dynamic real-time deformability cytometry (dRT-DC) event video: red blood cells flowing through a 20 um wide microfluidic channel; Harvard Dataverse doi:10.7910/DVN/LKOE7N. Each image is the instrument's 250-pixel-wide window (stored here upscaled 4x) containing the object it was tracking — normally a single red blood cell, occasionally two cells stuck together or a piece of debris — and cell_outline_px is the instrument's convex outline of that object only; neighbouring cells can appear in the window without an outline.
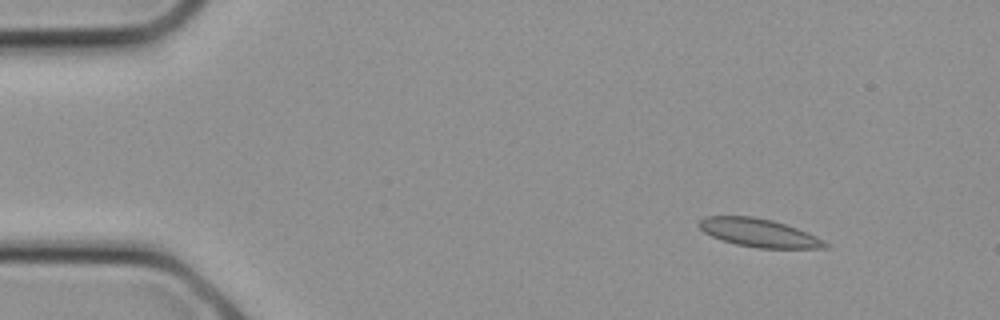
{"species": "common noctule bat (a hibernating species)", "species_latin": "Nyctalus noctula", "temperature_condition": "cold", "stored_images_in_passage": 24, "camera_frame_rate_fps": 3000, "um_per_image_px": 0.085, "animal": {"sex": "female", "body_mass_g": 21.9}, "frame": {"image": 1, "passage_image": 2, "time_ms": 0.333, "image_size_px": [1000, 320], "cell_outline_px": [[828, 248], [756, 248], [736, 244], [712, 236], [704, 232], [696, 224], [704, 216], [752, 216], [772, 220], [808, 232], [816, 236], [828, 244]], "centroid_in_image_um": [64.48, 19.78], "position_along_channel_um": 20.5, "area_um2": 20.63}}
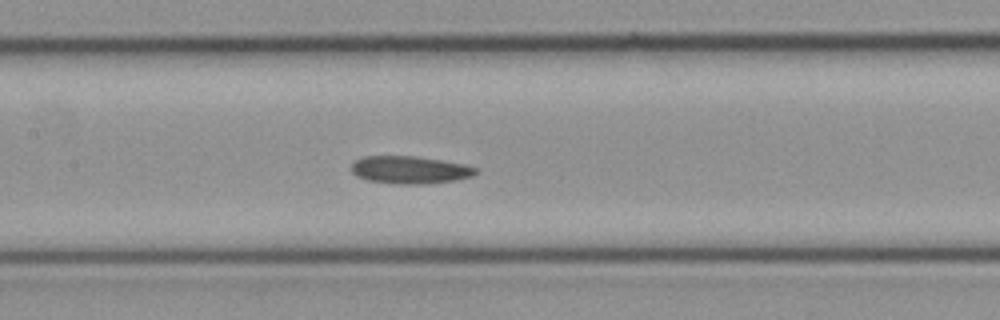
{"frame": {"image": 2, "passage_image": 11, "time_ms": 3.333, "image_size_px": [1000, 320], "cell_outline_px": [[480, 168], [472, 176], [456, 180], [424, 184], [396, 184], [368, 180], [356, 176], [348, 168], [356, 160], [364, 156], [416, 156], [464, 164]], "centroid_in_image_um": [34.82, 14.44], "position_along_channel_um": 172.6, "area_um2": 20.11}}
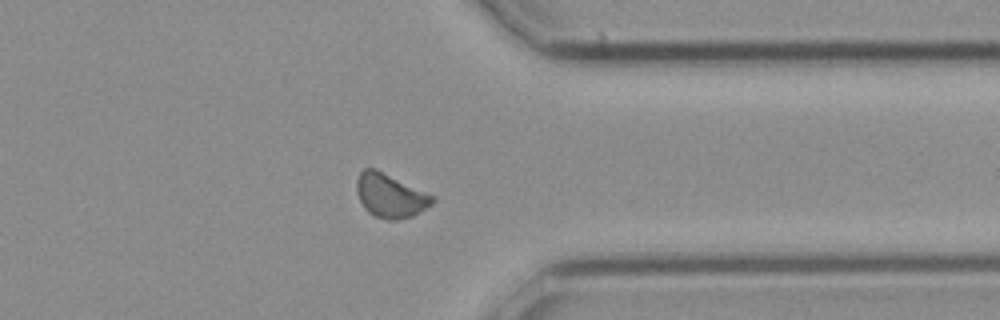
{"frame": {"image": 3, "passage_image": 19, "time_ms": 6.0, "image_size_px": [1000, 320], "cell_outline_px": [[436, 200], [432, 204], [420, 212], [412, 216], [400, 220], [388, 220], [376, 216], [368, 212], [364, 208], [356, 192], [356, 180], [360, 172], [364, 168], [376, 168], [436, 196]], "centroid_in_image_um": [33.19, 16.62], "position_along_channel_um": 378.2, "area_um2": 19.65}}